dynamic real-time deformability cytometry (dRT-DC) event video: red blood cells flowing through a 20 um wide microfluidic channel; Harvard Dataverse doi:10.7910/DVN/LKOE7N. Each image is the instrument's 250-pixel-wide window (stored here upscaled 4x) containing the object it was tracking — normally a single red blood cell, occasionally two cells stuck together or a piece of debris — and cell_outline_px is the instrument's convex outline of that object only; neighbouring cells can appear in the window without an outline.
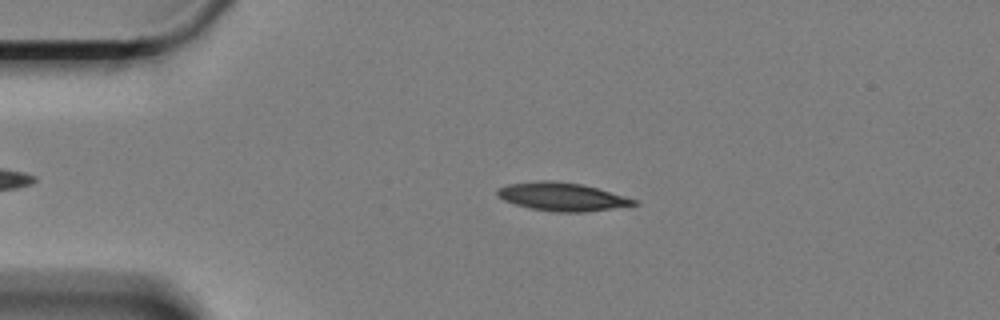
{"species": "Egyptian fruit bat (a non-hibernating species)", "species_latin": "Rousettus aegyptiacus", "temperature_condition": "cold", "stored_images_in_passage": 24, "camera_frame_rate_fps": 3000, "um_per_image_px": 0.085, "animal": {"sex": "female"}, "frame": {"image": 1, "passage_image": 11, "time_ms": 3.333, "image_size_px": [1000, 320], "cell_outline_px": [[640, 204], [612, 208], [580, 212], [556, 212], [532, 208], [516, 204], [504, 200], [496, 196], [496, 188], [508, 184], [540, 180], [552, 180], [580, 184], [596, 188], [636, 200]], "centroid_in_image_um": [47.71, 16.71], "position_along_channel_um": 37.3, "area_um2": 22.14}}
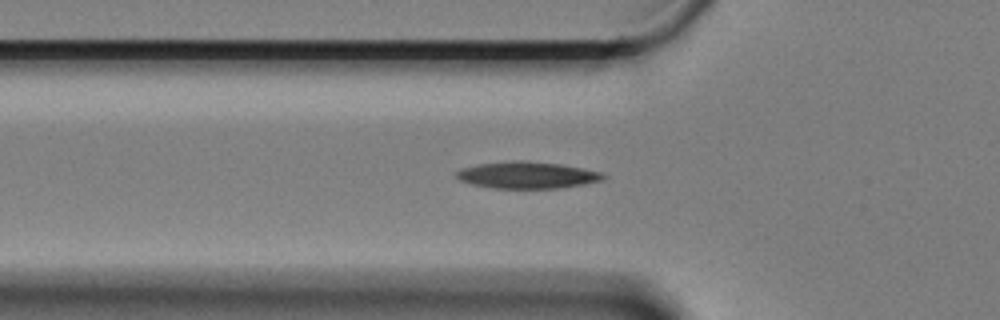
{"frame": {"image": 2, "passage_image": 18, "time_ms": 5.667, "image_size_px": [1000, 320], "cell_outline_px": [[608, 176], [600, 180], [584, 184], [556, 188], [492, 188], [472, 184], [460, 180], [456, 176], [456, 172], [460, 168], [480, 164], [520, 160], [560, 164], [600, 172]], "centroid_in_image_um": [44.78, 14.88], "position_along_channel_um": 81.0, "area_um2": 22.54}}
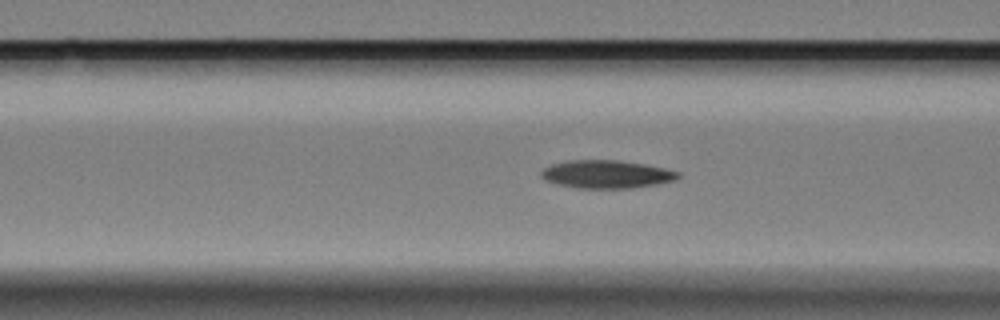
{"frame": {"image": 3, "passage_image": 21, "time_ms": 6.667, "image_size_px": [1000, 320], "cell_outline_px": [[680, 176], [672, 180], [652, 184], [628, 188], [580, 188], [556, 184], [544, 180], [540, 176], [540, 172], [544, 168], [552, 164], [568, 160], [616, 160], [644, 164], [664, 168], [680, 172]], "centroid_in_image_um": [51.48, 14.8], "position_along_channel_um": 115.1, "area_um2": 22.08}}